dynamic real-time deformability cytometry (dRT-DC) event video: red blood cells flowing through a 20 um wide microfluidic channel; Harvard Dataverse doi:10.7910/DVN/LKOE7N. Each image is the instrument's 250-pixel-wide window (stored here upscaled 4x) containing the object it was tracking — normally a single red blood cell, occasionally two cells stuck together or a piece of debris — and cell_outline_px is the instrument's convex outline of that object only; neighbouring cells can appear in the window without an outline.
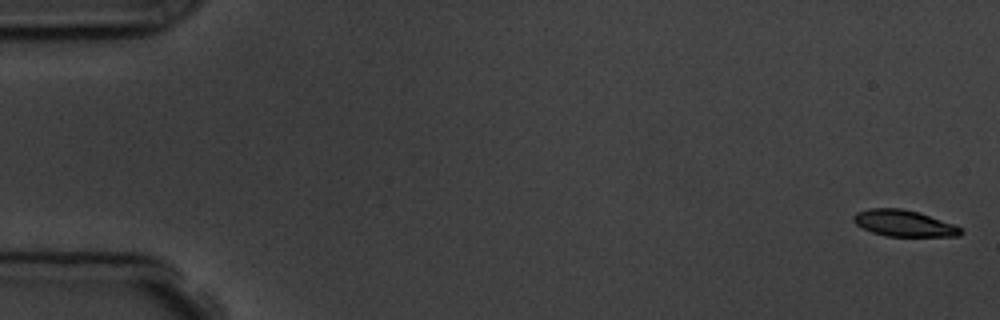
{"species": "common noctule bat (a hibernating species)", "species_latin": "Nyctalus noctula", "temperature_condition": "room temperature", "stored_images_in_passage": 5, "camera_frame_rate_fps": 3000, "um_per_image_px": 0.085, "animal": {"sex": "male", "body_mass_g": 19.5, "forearm_length_mm": 54.6}, "frame": {"image": 1, "passage_image": 1, "time_ms": 0.0, "image_size_px": [1000, 320], "cell_outline_px": [[964, 232], [960, 236], [888, 236], [872, 232], [856, 224], [852, 220], [852, 216], [856, 212], [868, 208], [900, 208], [916, 212], [956, 224]], "centroid_in_image_um": [76.83, 18.98], "position_along_channel_um": 8.2, "area_um2": 16.42}}
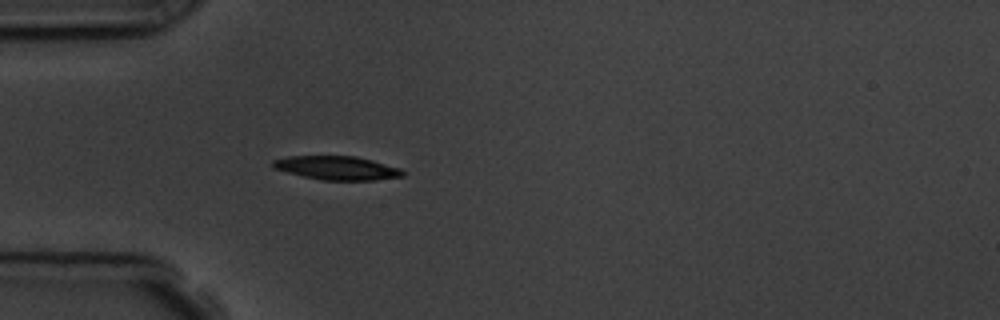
{"frame": {"image": 2, "passage_image": 5, "time_ms": 5.0, "image_size_px": [1000, 320], "cell_outline_px": [[404, 176], [376, 180], [320, 180], [272, 168], [272, 160], [288, 156], [356, 156], [372, 160], [400, 168], [404, 172]], "centroid_in_image_um": [28.64, 14.27], "position_along_channel_um": 56.4, "area_um2": 17.92}}